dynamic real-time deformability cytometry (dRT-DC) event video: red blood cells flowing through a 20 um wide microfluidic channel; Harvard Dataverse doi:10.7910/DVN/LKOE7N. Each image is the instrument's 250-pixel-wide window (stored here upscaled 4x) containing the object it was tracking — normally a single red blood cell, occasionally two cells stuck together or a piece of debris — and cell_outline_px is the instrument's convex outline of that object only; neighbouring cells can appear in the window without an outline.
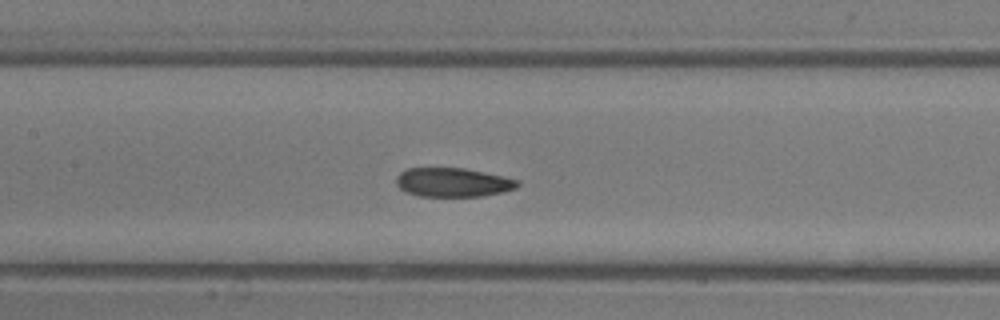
{"species": "common noctule bat (a hibernating species)", "species_latin": "Nyctalus noctula", "temperature_condition": "room temperature", "stored_images_in_passage": 7, "segment_of_instrument_passage": [2, 2], "camera_frame_rate_fps": 3000, "um_per_image_px": 0.085, "animal": {"sex": "male", "body_mass_g": 13.3}, "frame": {"image": 1, "passage_image": 7, "time_ms": 7.667, "image_size_px": [1000, 320], "cell_outline_px": [[520, 184], [516, 188], [504, 192], [484, 196], [420, 196], [404, 192], [396, 184], [396, 176], [400, 172], [408, 168], [464, 168], [504, 176], [520, 180]], "centroid_in_image_um": [38.51, 15.5], "position_along_channel_um": 168.9, "area_um2": 20.69}}